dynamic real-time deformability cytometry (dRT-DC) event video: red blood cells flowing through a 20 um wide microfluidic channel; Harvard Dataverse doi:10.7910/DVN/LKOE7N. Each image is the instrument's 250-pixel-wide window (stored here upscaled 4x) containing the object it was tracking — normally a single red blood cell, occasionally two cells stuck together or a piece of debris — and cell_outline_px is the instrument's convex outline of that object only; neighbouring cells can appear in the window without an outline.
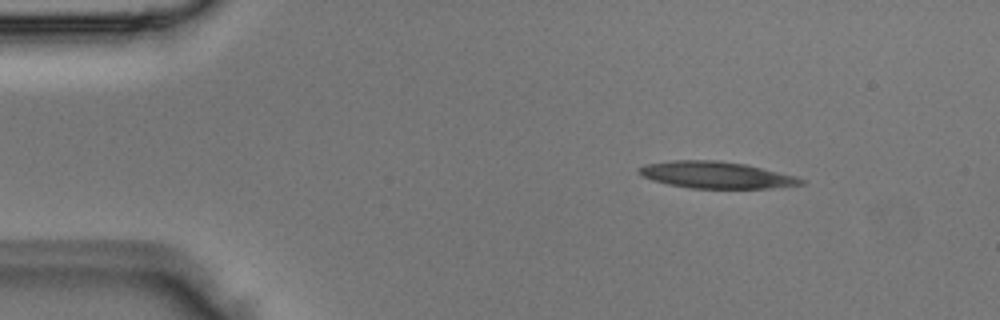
{"species": "Egyptian fruit bat (a non-hibernating species)", "species_latin": "Rousettus aegyptiacus", "temperature_condition": "room temperature", "stored_images_in_passage": 4, "camera_frame_rate_fps": 3000, "um_per_image_px": 0.085, "animal": {"sex": "male"}, "frame": {"image": 1, "passage_image": 1, "time_ms": 0.0, "image_size_px": [1000, 320], "cell_outline_px": [[804, 184], [772, 188], [688, 188], [668, 184], [652, 180], [644, 176], [640, 172], [640, 168], [644, 164], [672, 160], [716, 160], [744, 164], [796, 176], [804, 180]], "centroid_in_image_um": [60.88, 14.87], "position_along_channel_um": 24.1, "area_um2": 24.97}}